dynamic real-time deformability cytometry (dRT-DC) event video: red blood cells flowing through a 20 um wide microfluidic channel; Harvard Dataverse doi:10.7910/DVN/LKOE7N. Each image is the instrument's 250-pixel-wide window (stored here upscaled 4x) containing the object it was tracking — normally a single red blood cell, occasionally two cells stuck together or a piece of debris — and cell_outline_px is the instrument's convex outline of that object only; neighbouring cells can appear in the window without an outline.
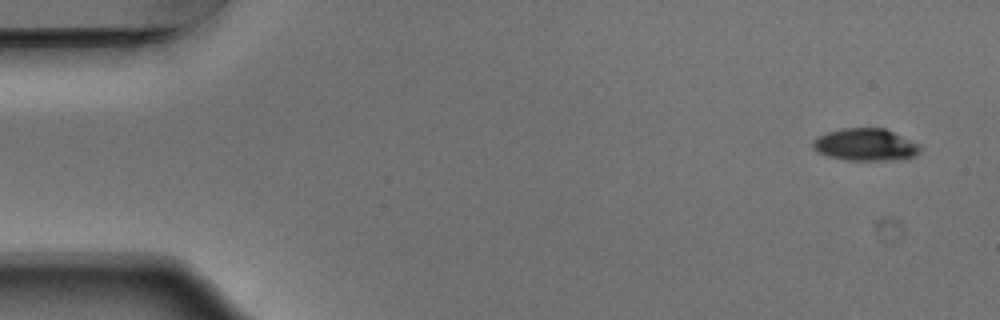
{"species": "Egyptian fruit bat (a non-hibernating species)", "species_latin": "Rousettus aegyptiacus", "temperature_condition": "warm", "stored_images_in_passage": 48, "camera_frame_rate_fps": 3000, "um_per_image_px": 0.085, "animal": {"sex": "male"}, "frame": {"image": 1, "passage_image": 1, "time_ms": 0.0, "image_size_px": [1000, 320], "cell_outline_px": [[920, 152], [912, 156], [880, 160], [844, 160], [828, 156], [812, 148], [812, 140], [816, 136], [828, 132], [844, 128], [884, 128], [920, 144]], "centroid_in_image_um": [73.51, 12.28], "position_along_channel_um": 11.5, "area_um2": 19.88}}
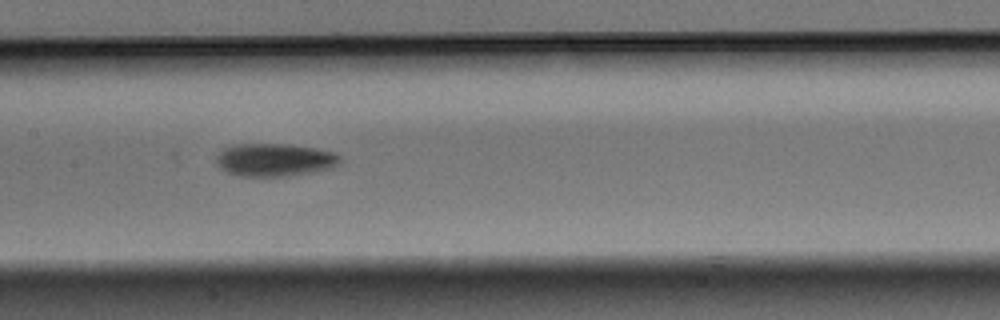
{"frame": {"image": 2, "passage_image": 24, "time_ms": 7.667, "image_size_px": [1000, 320], "cell_outline_px": [[340, 164], [332, 168], [316, 172], [288, 176], [240, 176], [228, 172], [220, 168], [216, 164], [216, 156], [224, 148], [236, 144], [292, 144], [316, 148], [336, 152], [340, 156]], "centroid_in_image_um": [23.39, 13.59], "position_along_channel_um": 184.0, "area_um2": 24.04}}
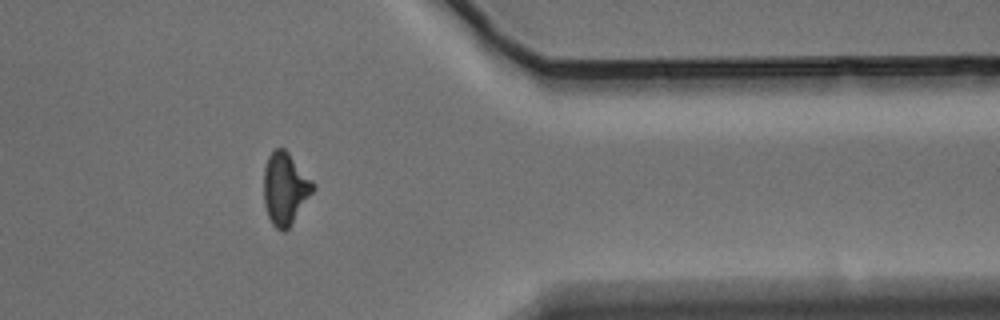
{"frame": {"image": 3, "passage_image": 41, "time_ms": 13.333, "image_size_px": [1000, 320], "cell_outline_px": [[316, 188], [288, 228], [284, 232], [280, 232], [272, 224], [268, 216], [264, 204], [264, 168], [268, 156], [276, 148], [284, 148], [288, 152], [316, 184]], "centroid_in_image_um": [24.24, 16.03], "position_along_channel_um": 387.2, "area_um2": 20.69}, "authors_computed_cell_mechanics": {"area_um2": 21.3282, "velocity_mm_per_s": 3.862, "shape_relaxation_time_tau1_ms": 3.6499, "shape_relaxation_time_tau2_ms": 10.6969, "deformation_change_tau1": 0.1459, "deformation_change_tau2": 0.2128}}